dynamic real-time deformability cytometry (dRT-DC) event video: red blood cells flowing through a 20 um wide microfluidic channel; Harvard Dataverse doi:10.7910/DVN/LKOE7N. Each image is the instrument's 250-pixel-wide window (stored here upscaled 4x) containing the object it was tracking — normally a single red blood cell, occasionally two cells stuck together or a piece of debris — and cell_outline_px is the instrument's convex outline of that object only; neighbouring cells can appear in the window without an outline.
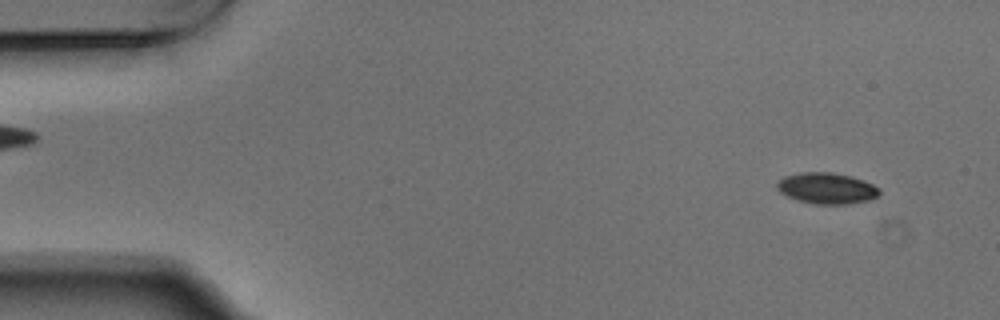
{"species": "Egyptian fruit bat (a non-hibernating species)", "species_latin": "Rousettus aegyptiacus", "temperature_condition": "warm", "stored_images_in_passage": 4, "camera_frame_rate_fps": 3000, "um_per_image_px": 0.085, "animal": {"sex": "male"}, "frame": {"image": 1, "passage_image": 1, "time_ms": 0.0, "image_size_px": [1000, 320], "cell_outline_px": [[880, 192], [876, 196], [868, 200], [848, 204], [816, 204], [800, 200], [788, 196], [780, 192], [776, 188], [776, 180], [784, 176], [800, 172], [832, 172], [852, 176], [872, 184], [880, 188]], "centroid_in_image_um": [70.24, 15.98], "position_along_channel_um": 14.8, "area_um2": 18.55}}